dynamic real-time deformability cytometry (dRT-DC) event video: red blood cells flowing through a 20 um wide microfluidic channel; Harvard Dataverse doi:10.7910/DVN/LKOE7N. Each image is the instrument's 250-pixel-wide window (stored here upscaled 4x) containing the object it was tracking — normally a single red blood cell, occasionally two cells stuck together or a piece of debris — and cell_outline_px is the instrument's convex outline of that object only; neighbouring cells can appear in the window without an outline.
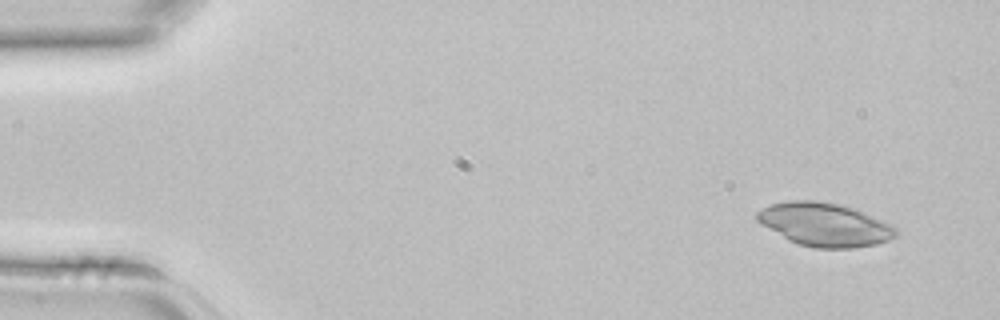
{"species": "common noctule bat (a hibernating species)", "species_latin": "Nyctalus noctula", "temperature_condition": "room temperature", "stored_images_in_passage": 3, "camera_frame_rate_fps": 3000, "um_per_image_px": 0.085, "animal": {"sex": "female", "body_mass_g": 22.7, "forearm_length_mm": 54.2}, "frame": {"image": 1, "passage_image": 1, "time_ms": 0.0, "image_size_px": [1000, 320], "cell_outline_px": [[900, 232], [896, 236], [888, 240], [876, 244], [852, 248], [816, 248], [800, 244], [788, 240], [760, 224], [756, 220], [756, 212], [772, 204], [788, 200], [816, 200], [840, 204], [852, 208], [892, 224]], "centroid_in_image_um": [70.09, 19.08], "position_along_channel_um": 14.9, "area_um2": 35.08}}